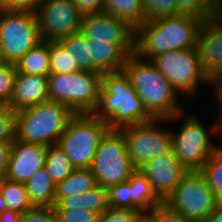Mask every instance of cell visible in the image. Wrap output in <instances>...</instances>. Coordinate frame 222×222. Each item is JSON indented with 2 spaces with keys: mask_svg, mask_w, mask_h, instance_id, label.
Wrapping results in <instances>:
<instances>
[{
  "mask_svg": "<svg viewBox=\"0 0 222 222\" xmlns=\"http://www.w3.org/2000/svg\"><path fill=\"white\" fill-rule=\"evenodd\" d=\"M200 172L206 177L217 200L222 203V153L216 149Z\"/></svg>",
  "mask_w": 222,
  "mask_h": 222,
  "instance_id": "cell-29",
  "label": "cell"
},
{
  "mask_svg": "<svg viewBox=\"0 0 222 222\" xmlns=\"http://www.w3.org/2000/svg\"><path fill=\"white\" fill-rule=\"evenodd\" d=\"M46 153V146L25 143L14 138L11 143V153L4 178L25 183L39 169L45 167Z\"/></svg>",
  "mask_w": 222,
  "mask_h": 222,
  "instance_id": "cell-16",
  "label": "cell"
},
{
  "mask_svg": "<svg viewBox=\"0 0 222 222\" xmlns=\"http://www.w3.org/2000/svg\"><path fill=\"white\" fill-rule=\"evenodd\" d=\"M216 79L222 84V72L216 77Z\"/></svg>",
  "mask_w": 222,
  "mask_h": 222,
  "instance_id": "cell-51",
  "label": "cell"
},
{
  "mask_svg": "<svg viewBox=\"0 0 222 222\" xmlns=\"http://www.w3.org/2000/svg\"><path fill=\"white\" fill-rule=\"evenodd\" d=\"M148 222H191L181 214L171 209L165 202L151 208L143 214Z\"/></svg>",
  "mask_w": 222,
  "mask_h": 222,
  "instance_id": "cell-35",
  "label": "cell"
},
{
  "mask_svg": "<svg viewBox=\"0 0 222 222\" xmlns=\"http://www.w3.org/2000/svg\"><path fill=\"white\" fill-rule=\"evenodd\" d=\"M139 222H148V221L144 217H142Z\"/></svg>",
  "mask_w": 222,
  "mask_h": 222,
  "instance_id": "cell-53",
  "label": "cell"
},
{
  "mask_svg": "<svg viewBox=\"0 0 222 222\" xmlns=\"http://www.w3.org/2000/svg\"><path fill=\"white\" fill-rule=\"evenodd\" d=\"M59 222H98L99 213L87 209L55 210Z\"/></svg>",
  "mask_w": 222,
  "mask_h": 222,
  "instance_id": "cell-38",
  "label": "cell"
},
{
  "mask_svg": "<svg viewBox=\"0 0 222 222\" xmlns=\"http://www.w3.org/2000/svg\"><path fill=\"white\" fill-rule=\"evenodd\" d=\"M214 19L218 22V24H220V26L222 27V9L217 11L214 15Z\"/></svg>",
  "mask_w": 222,
  "mask_h": 222,
  "instance_id": "cell-49",
  "label": "cell"
},
{
  "mask_svg": "<svg viewBox=\"0 0 222 222\" xmlns=\"http://www.w3.org/2000/svg\"><path fill=\"white\" fill-rule=\"evenodd\" d=\"M208 84L215 86L213 88H215L216 99H218L217 100L219 102L218 105L220 106L219 109L221 108L219 111V112H221V113H219L220 118L218 119V121L215 122V125L212 128L213 129L212 132L214 135V133H217V127L222 125V84L216 78L209 80Z\"/></svg>",
  "mask_w": 222,
  "mask_h": 222,
  "instance_id": "cell-43",
  "label": "cell"
},
{
  "mask_svg": "<svg viewBox=\"0 0 222 222\" xmlns=\"http://www.w3.org/2000/svg\"><path fill=\"white\" fill-rule=\"evenodd\" d=\"M7 209L8 207H7L6 201L4 200L3 196L0 193V213L4 212Z\"/></svg>",
  "mask_w": 222,
  "mask_h": 222,
  "instance_id": "cell-47",
  "label": "cell"
},
{
  "mask_svg": "<svg viewBox=\"0 0 222 222\" xmlns=\"http://www.w3.org/2000/svg\"><path fill=\"white\" fill-rule=\"evenodd\" d=\"M106 191L110 207L142 212L131 200V185L128 181L110 185L106 188Z\"/></svg>",
  "mask_w": 222,
  "mask_h": 222,
  "instance_id": "cell-31",
  "label": "cell"
},
{
  "mask_svg": "<svg viewBox=\"0 0 222 222\" xmlns=\"http://www.w3.org/2000/svg\"><path fill=\"white\" fill-rule=\"evenodd\" d=\"M202 22L198 17L184 14L143 22L135 29V54L151 61L171 50L196 47Z\"/></svg>",
  "mask_w": 222,
  "mask_h": 222,
  "instance_id": "cell-1",
  "label": "cell"
},
{
  "mask_svg": "<svg viewBox=\"0 0 222 222\" xmlns=\"http://www.w3.org/2000/svg\"><path fill=\"white\" fill-rule=\"evenodd\" d=\"M25 187L33 206L54 207L56 184L48 175L45 167L39 169L25 183Z\"/></svg>",
  "mask_w": 222,
  "mask_h": 222,
  "instance_id": "cell-21",
  "label": "cell"
},
{
  "mask_svg": "<svg viewBox=\"0 0 222 222\" xmlns=\"http://www.w3.org/2000/svg\"><path fill=\"white\" fill-rule=\"evenodd\" d=\"M17 72L30 75L50 74V41L41 40L15 64Z\"/></svg>",
  "mask_w": 222,
  "mask_h": 222,
  "instance_id": "cell-22",
  "label": "cell"
},
{
  "mask_svg": "<svg viewBox=\"0 0 222 222\" xmlns=\"http://www.w3.org/2000/svg\"><path fill=\"white\" fill-rule=\"evenodd\" d=\"M101 86L102 73L97 71L48 75L49 100L69 106L76 114H93Z\"/></svg>",
  "mask_w": 222,
  "mask_h": 222,
  "instance_id": "cell-5",
  "label": "cell"
},
{
  "mask_svg": "<svg viewBox=\"0 0 222 222\" xmlns=\"http://www.w3.org/2000/svg\"><path fill=\"white\" fill-rule=\"evenodd\" d=\"M42 0H8L5 10L35 12Z\"/></svg>",
  "mask_w": 222,
  "mask_h": 222,
  "instance_id": "cell-40",
  "label": "cell"
},
{
  "mask_svg": "<svg viewBox=\"0 0 222 222\" xmlns=\"http://www.w3.org/2000/svg\"><path fill=\"white\" fill-rule=\"evenodd\" d=\"M108 207L106 188L97 184L83 194L61 198L55 204L54 210L83 208L101 214Z\"/></svg>",
  "mask_w": 222,
  "mask_h": 222,
  "instance_id": "cell-20",
  "label": "cell"
},
{
  "mask_svg": "<svg viewBox=\"0 0 222 222\" xmlns=\"http://www.w3.org/2000/svg\"><path fill=\"white\" fill-rule=\"evenodd\" d=\"M76 113L67 105L48 100L15 114V138L48 147L57 144Z\"/></svg>",
  "mask_w": 222,
  "mask_h": 222,
  "instance_id": "cell-4",
  "label": "cell"
},
{
  "mask_svg": "<svg viewBox=\"0 0 222 222\" xmlns=\"http://www.w3.org/2000/svg\"><path fill=\"white\" fill-rule=\"evenodd\" d=\"M7 2H8V0H0V10L6 9Z\"/></svg>",
  "mask_w": 222,
  "mask_h": 222,
  "instance_id": "cell-50",
  "label": "cell"
},
{
  "mask_svg": "<svg viewBox=\"0 0 222 222\" xmlns=\"http://www.w3.org/2000/svg\"><path fill=\"white\" fill-rule=\"evenodd\" d=\"M90 169L96 183L105 188L127 181L137 169L128 156L126 140L119 129H109L101 138Z\"/></svg>",
  "mask_w": 222,
  "mask_h": 222,
  "instance_id": "cell-8",
  "label": "cell"
},
{
  "mask_svg": "<svg viewBox=\"0 0 222 222\" xmlns=\"http://www.w3.org/2000/svg\"><path fill=\"white\" fill-rule=\"evenodd\" d=\"M139 169L146 175L154 193L162 202H165L188 173L179 163L173 149L150 159Z\"/></svg>",
  "mask_w": 222,
  "mask_h": 222,
  "instance_id": "cell-14",
  "label": "cell"
},
{
  "mask_svg": "<svg viewBox=\"0 0 222 222\" xmlns=\"http://www.w3.org/2000/svg\"><path fill=\"white\" fill-rule=\"evenodd\" d=\"M165 203L191 222H203L220 204L200 171H188Z\"/></svg>",
  "mask_w": 222,
  "mask_h": 222,
  "instance_id": "cell-7",
  "label": "cell"
},
{
  "mask_svg": "<svg viewBox=\"0 0 222 222\" xmlns=\"http://www.w3.org/2000/svg\"><path fill=\"white\" fill-rule=\"evenodd\" d=\"M72 72V61L69 52L57 43L50 42V74Z\"/></svg>",
  "mask_w": 222,
  "mask_h": 222,
  "instance_id": "cell-34",
  "label": "cell"
},
{
  "mask_svg": "<svg viewBox=\"0 0 222 222\" xmlns=\"http://www.w3.org/2000/svg\"><path fill=\"white\" fill-rule=\"evenodd\" d=\"M103 11L128 22L135 29L143 23L141 0H104Z\"/></svg>",
  "mask_w": 222,
  "mask_h": 222,
  "instance_id": "cell-26",
  "label": "cell"
},
{
  "mask_svg": "<svg viewBox=\"0 0 222 222\" xmlns=\"http://www.w3.org/2000/svg\"><path fill=\"white\" fill-rule=\"evenodd\" d=\"M90 60L103 74L122 71L130 55L135 54V44H113L87 38Z\"/></svg>",
  "mask_w": 222,
  "mask_h": 222,
  "instance_id": "cell-19",
  "label": "cell"
},
{
  "mask_svg": "<svg viewBox=\"0 0 222 222\" xmlns=\"http://www.w3.org/2000/svg\"><path fill=\"white\" fill-rule=\"evenodd\" d=\"M197 118L189 115L179 133H172V149L187 171H200L217 149V144L213 145L209 132Z\"/></svg>",
  "mask_w": 222,
  "mask_h": 222,
  "instance_id": "cell-12",
  "label": "cell"
},
{
  "mask_svg": "<svg viewBox=\"0 0 222 222\" xmlns=\"http://www.w3.org/2000/svg\"><path fill=\"white\" fill-rule=\"evenodd\" d=\"M0 62H2V50H1V44H0Z\"/></svg>",
  "mask_w": 222,
  "mask_h": 222,
  "instance_id": "cell-52",
  "label": "cell"
},
{
  "mask_svg": "<svg viewBox=\"0 0 222 222\" xmlns=\"http://www.w3.org/2000/svg\"><path fill=\"white\" fill-rule=\"evenodd\" d=\"M211 9L216 13L222 9V0H209Z\"/></svg>",
  "mask_w": 222,
  "mask_h": 222,
  "instance_id": "cell-46",
  "label": "cell"
},
{
  "mask_svg": "<svg viewBox=\"0 0 222 222\" xmlns=\"http://www.w3.org/2000/svg\"><path fill=\"white\" fill-rule=\"evenodd\" d=\"M143 212L136 210L108 207L100 214L98 222H139Z\"/></svg>",
  "mask_w": 222,
  "mask_h": 222,
  "instance_id": "cell-37",
  "label": "cell"
},
{
  "mask_svg": "<svg viewBox=\"0 0 222 222\" xmlns=\"http://www.w3.org/2000/svg\"><path fill=\"white\" fill-rule=\"evenodd\" d=\"M0 222H22V214L7 209L0 213Z\"/></svg>",
  "mask_w": 222,
  "mask_h": 222,
  "instance_id": "cell-44",
  "label": "cell"
},
{
  "mask_svg": "<svg viewBox=\"0 0 222 222\" xmlns=\"http://www.w3.org/2000/svg\"><path fill=\"white\" fill-rule=\"evenodd\" d=\"M164 120L152 119L119 129L126 140L128 156L136 168L172 149L173 132L157 125Z\"/></svg>",
  "mask_w": 222,
  "mask_h": 222,
  "instance_id": "cell-11",
  "label": "cell"
},
{
  "mask_svg": "<svg viewBox=\"0 0 222 222\" xmlns=\"http://www.w3.org/2000/svg\"><path fill=\"white\" fill-rule=\"evenodd\" d=\"M123 71L153 119L175 121L184 115L176 98L178 93L151 61L143 60L136 54L130 55Z\"/></svg>",
  "mask_w": 222,
  "mask_h": 222,
  "instance_id": "cell-2",
  "label": "cell"
},
{
  "mask_svg": "<svg viewBox=\"0 0 222 222\" xmlns=\"http://www.w3.org/2000/svg\"><path fill=\"white\" fill-rule=\"evenodd\" d=\"M203 222H222V203Z\"/></svg>",
  "mask_w": 222,
  "mask_h": 222,
  "instance_id": "cell-45",
  "label": "cell"
},
{
  "mask_svg": "<svg viewBox=\"0 0 222 222\" xmlns=\"http://www.w3.org/2000/svg\"><path fill=\"white\" fill-rule=\"evenodd\" d=\"M41 40L35 12L0 10L2 61L16 64Z\"/></svg>",
  "mask_w": 222,
  "mask_h": 222,
  "instance_id": "cell-9",
  "label": "cell"
},
{
  "mask_svg": "<svg viewBox=\"0 0 222 222\" xmlns=\"http://www.w3.org/2000/svg\"><path fill=\"white\" fill-rule=\"evenodd\" d=\"M143 22L177 15L176 0H141Z\"/></svg>",
  "mask_w": 222,
  "mask_h": 222,
  "instance_id": "cell-30",
  "label": "cell"
},
{
  "mask_svg": "<svg viewBox=\"0 0 222 222\" xmlns=\"http://www.w3.org/2000/svg\"><path fill=\"white\" fill-rule=\"evenodd\" d=\"M93 115L104 120L109 129H121L153 119L123 70L102 74L99 101Z\"/></svg>",
  "mask_w": 222,
  "mask_h": 222,
  "instance_id": "cell-3",
  "label": "cell"
},
{
  "mask_svg": "<svg viewBox=\"0 0 222 222\" xmlns=\"http://www.w3.org/2000/svg\"><path fill=\"white\" fill-rule=\"evenodd\" d=\"M48 100V75L16 73L12 99L8 105L15 113Z\"/></svg>",
  "mask_w": 222,
  "mask_h": 222,
  "instance_id": "cell-18",
  "label": "cell"
},
{
  "mask_svg": "<svg viewBox=\"0 0 222 222\" xmlns=\"http://www.w3.org/2000/svg\"><path fill=\"white\" fill-rule=\"evenodd\" d=\"M197 49L204 75L215 79L222 72V27L214 18L202 22Z\"/></svg>",
  "mask_w": 222,
  "mask_h": 222,
  "instance_id": "cell-17",
  "label": "cell"
},
{
  "mask_svg": "<svg viewBox=\"0 0 222 222\" xmlns=\"http://www.w3.org/2000/svg\"><path fill=\"white\" fill-rule=\"evenodd\" d=\"M83 15L103 11L104 0H73Z\"/></svg>",
  "mask_w": 222,
  "mask_h": 222,
  "instance_id": "cell-41",
  "label": "cell"
},
{
  "mask_svg": "<svg viewBox=\"0 0 222 222\" xmlns=\"http://www.w3.org/2000/svg\"><path fill=\"white\" fill-rule=\"evenodd\" d=\"M96 185L95 176L90 168L74 169L67 178L56 184L55 204L61 198L83 194Z\"/></svg>",
  "mask_w": 222,
  "mask_h": 222,
  "instance_id": "cell-24",
  "label": "cell"
},
{
  "mask_svg": "<svg viewBox=\"0 0 222 222\" xmlns=\"http://www.w3.org/2000/svg\"><path fill=\"white\" fill-rule=\"evenodd\" d=\"M217 135L219 134V137L221 138L220 140H222V125L217 127ZM217 150L220 151L222 153V141H221V145H217Z\"/></svg>",
  "mask_w": 222,
  "mask_h": 222,
  "instance_id": "cell-48",
  "label": "cell"
},
{
  "mask_svg": "<svg viewBox=\"0 0 222 222\" xmlns=\"http://www.w3.org/2000/svg\"><path fill=\"white\" fill-rule=\"evenodd\" d=\"M16 73L15 64L0 62V105H9L12 99Z\"/></svg>",
  "mask_w": 222,
  "mask_h": 222,
  "instance_id": "cell-33",
  "label": "cell"
},
{
  "mask_svg": "<svg viewBox=\"0 0 222 222\" xmlns=\"http://www.w3.org/2000/svg\"><path fill=\"white\" fill-rule=\"evenodd\" d=\"M35 15L42 40L56 42L81 31L83 13L73 0H42Z\"/></svg>",
  "mask_w": 222,
  "mask_h": 222,
  "instance_id": "cell-13",
  "label": "cell"
},
{
  "mask_svg": "<svg viewBox=\"0 0 222 222\" xmlns=\"http://www.w3.org/2000/svg\"><path fill=\"white\" fill-rule=\"evenodd\" d=\"M45 168L55 184L67 178L75 169L65 151L58 144L47 147Z\"/></svg>",
  "mask_w": 222,
  "mask_h": 222,
  "instance_id": "cell-28",
  "label": "cell"
},
{
  "mask_svg": "<svg viewBox=\"0 0 222 222\" xmlns=\"http://www.w3.org/2000/svg\"><path fill=\"white\" fill-rule=\"evenodd\" d=\"M80 32L86 38L108 41V43L135 44V28L104 11L83 15Z\"/></svg>",
  "mask_w": 222,
  "mask_h": 222,
  "instance_id": "cell-15",
  "label": "cell"
},
{
  "mask_svg": "<svg viewBox=\"0 0 222 222\" xmlns=\"http://www.w3.org/2000/svg\"><path fill=\"white\" fill-rule=\"evenodd\" d=\"M22 222H59L54 207L34 206L22 214Z\"/></svg>",
  "mask_w": 222,
  "mask_h": 222,
  "instance_id": "cell-39",
  "label": "cell"
},
{
  "mask_svg": "<svg viewBox=\"0 0 222 222\" xmlns=\"http://www.w3.org/2000/svg\"><path fill=\"white\" fill-rule=\"evenodd\" d=\"M65 52H69L72 61V72L89 70L100 72L90 60L87 38L82 32L72 34L56 41Z\"/></svg>",
  "mask_w": 222,
  "mask_h": 222,
  "instance_id": "cell-23",
  "label": "cell"
},
{
  "mask_svg": "<svg viewBox=\"0 0 222 222\" xmlns=\"http://www.w3.org/2000/svg\"><path fill=\"white\" fill-rule=\"evenodd\" d=\"M127 181L131 185V200L143 213L162 203L154 193L146 175L139 168L131 174Z\"/></svg>",
  "mask_w": 222,
  "mask_h": 222,
  "instance_id": "cell-25",
  "label": "cell"
},
{
  "mask_svg": "<svg viewBox=\"0 0 222 222\" xmlns=\"http://www.w3.org/2000/svg\"><path fill=\"white\" fill-rule=\"evenodd\" d=\"M15 112L8 105H0V143H12L15 138Z\"/></svg>",
  "mask_w": 222,
  "mask_h": 222,
  "instance_id": "cell-36",
  "label": "cell"
},
{
  "mask_svg": "<svg viewBox=\"0 0 222 222\" xmlns=\"http://www.w3.org/2000/svg\"><path fill=\"white\" fill-rule=\"evenodd\" d=\"M0 193L6 201L8 209L23 214L34 206L30 202L24 183L14 182L6 178L0 179Z\"/></svg>",
  "mask_w": 222,
  "mask_h": 222,
  "instance_id": "cell-27",
  "label": "cell"
},
{
  "mask_svg": "<svg viewBox=\"0 0 222 222\" xmlns=\"http://www.w3.org/2000/svg\"><path fill=\"white\" fill-rule=\"evenodd\" d=\"M108 124L93 114H76L60 136L58 145L75 169L90 168Z\"/></svg>",
  "mask_w": 222,
  "mask_h": 222,
  "instance_id": "cell-6",
  "label": "cell"
},
{
  "mask_svg": "<svg viewBox=\"0 0 222 222\" xmlns=\"http://www.w3.org/2000/svg\"><path fill=\"white\" fill-rule=\"evenodd\" d=\"M10 153L11 143H0V179L6 175Z\"/></svg>",
  "mask_w": 222,
  "mask_h": 222,
  "instance_id": "cell-42",
  "label": "cell"
},
{
  "mask_svg": "<svg viewBox=\"0 0 222 222\" xmlns=\"http://www.w3.org/2000/svg\"><path fill=\"white\" fill-rule=\"evenodd\" d=\"M177 14L191 15L205 21L213 19L215 12L209 0H176Z\"/></svg>",
  "mask_w": 222,
  "mask_h": 222,
  "instance_id": "cell-32",
  "label": "cell"
},
{
  "mask_svg": "<svg viewBox=\"0 0 222 222\" xmlns=\"http://www.w3.org/2000/svg\"><path fill=\"white\" fill-rule=\"evenodd\" d=\"M151 62L178 94L195 95L200 84L209 82L202 71L197 46L168 51L154 57Z\"/></svg>",
  "mask_w": 222,
  "mask_h": 222,
  "instance_id": "cell-10",
  "label": "cell"
}]
</instances>
